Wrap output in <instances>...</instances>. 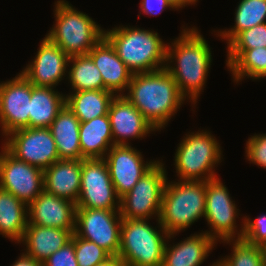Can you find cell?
Wrapping results in <instances>:
<instances>
[{"mask_svg":"<svg viewBox=\"0 0 266 266\" xmlns=\"http://www.w3.org/2000/svg\"><path fill=\"white\" fill-rule=\"evenodd\" d=\"M76 203L43 190L28 205V223L75 230Z\"/></svg>","mask_w":266,"mask_h":266,"instance_id":"obj_18","label":"cell"},{"mask_svg":"<svg viewBox=\"0 0 266 266\" xmlns=\"http://www.w3.org/2000/svg\"><path fill=\"white\" fill-rule=\"evenodd\" d=\"M104 37L133 74L165 68L168 43L154 30L120 25L105 29Z\"/></svg>","mask_w":266,"mask_h":266,"instance_id":"obj_3","label":"cell"},{"mask_svg":"<svg viewBox=\"0 0 266 266\" xmlns=\"http://www.w3.org/2000/svg\"><path fill=\"white\" fill-rule=\"evenodd\" d=\"M173 6L177 9V11L179 9L182 10V8H185L187 5H195L197 3L198 0H169Z\"/></svg>","mask_w":266,"mask_h":266,"instance_id":"obj_40","label":"cell"},{"mask_svg":"<svg viewBox=\"0 0 266 266\" xmlns=\"http://www.w3.org/2000/svg\"><path fill=\"white\" fill-rule=\"evenodd\" d=\"M42 264L43 266H78L75 257L74 234L70 242L54 252Z\"/></svg>","mask_w":266,"mask_h":266,"instance_id":"obj_36","label":"cell"},{"mask_svg":"<svg viewBox=\"0 0 266 266\" xmlns=\"http://www.w3.org/2000/svg\"><path fill=\"white\" fill-rule=\"evenodd\" d=\"M80 182L77 208L120 210V197L103 158L81 160Z\"/></svg>","mask_w":266,"mask_h":266,"instance_id":"obj_10","label":"cell"},{"mask_svg":"<svg viewBox=\"0 0 266 266\" xmlns=\"http://www.w3.org/2000/svg\"><path fill=\"white\" fill-rule=\"evenodd\" d=\"M28 224V205L0 188V235L19 244Z\"/></svg>","mask_w":266,"mask_h":266,"instance_id":"obj_26","label":"cell"},{"mask_svg":"<svg viewBox=\"0 0 266 266\" xmlns=\"http://www.w3.org/2000/svg\"><path fill=\"white\" fill-rule=\"evenodd\" d=\"M164 165L162 160H158L133 188L120 198L122 219H159L162 194L168 178Z\"/></svg>","mask_w":266,"mask_h":266,"instance_id":"obj_8","label":"cell"},{"mask_svg":"<svg viewBox=\"0 0 266 266\" xmlns=\"http://www.w3.org/2000/svg\"><path fill=\"white\" fill-rule=\"evenodd\" d=\"M103 159L120 198L158 161L153 159L145 162L142 153L131 145H113Z\"/></svg>","mask_w":266,"mask_h":266,"instance_id":"obj_15","label":"cell"},{"mask_svg":"<svg viewBox=\"0 0 266 266\" xmlns=\"http://www.w3.org/2000/svg\"><path fill=\"white\" fill-rule=\"evenodd\" d=\"M181 28V34L167 44L165 69L194 108L207 83L212 51L198 28L184 25Z\"/></svg>","mask_w":266,"mask_h":266,"instance_id":"obj_1","label":"cell"},{"mask_svg":"<svg viewBox=\"0 0 266 266\" xmlns=\"http://www.w3.org/2000/svg\"><path fill=\"white\" fill-rule=\"evenodd\" d=\"M4 138L2 146L11 155L42 170L60 160L49 128H22Z\"/></svg>","mask_w":266,"mask_h":266,"instance_id":"obj_11","label":"cell"},{"mask_svg":"<svg viewBox=\"0 0 266 266\" xmlns=\"http://www.w3.org/2000/svg\"><path fill=\"white\" fill-rule=\"evenodd\" d=\"M20 254V257H18L17 260H15L10 266H43L42 263L25 256L23 253Z\"/></svg>","mask_w":266,"mask_h":266,"instance_id":"obj_38","label":"cell"},{"mask_svg":"<svg viewBox=\"0 0 266 266\" xmlns=\"http://www.w3.org/2000/svg\"><path fill=\"white\" fill-rule=\"evenodd\" d=\"M115 94L108 90H86L65 95V104L80 122L107 115Z\"/></svg>","mask_w":266,"mask_h":266,"instance_id":"obj_27","label":"cell"},{"mask_svg":"<svg viewBox=\"0 0 266 266\" xmlns=\"http://www.w3.org/2000/svg\"><path fill=\"white\" fill-rule=\"evenodd\" d=\"M177 181L167 178L162 194L159 222L169 235L185 231L205 214L206 181Z\"/></svg>","mask_w":266,"mask_h":266,"instance_id":"obj_4","label":"cell"},{"mask_svg":"<svg viewBox=\"0 0 266 266\" xmlns=\"http://www.w3.org/2000/svg\"><path fill=\"white\" fill-rule=\"evenodd\" d=\"M81 160L60 159L43 170L44 190L77 203L81 188Z\"/></svg>","mask_w":266,"mask_h":266,"instance_id":"obj_22","label":"cell"},{"mask_svg":"<svg viewBox=\"0 0 266 266\" xmlns=\"http://www.w3.org/2000/svg\"><path fill=\"white\" fill-rule=\"evenodd\" d=\"M65 95L56 88L37 87L31 84L29 128H49L65 106Z\"/></svg>","mask_w":266,"mask_h":266,"instance_id":"obj_25","label":"cell"},{"mask_svg":"<svg viewBox=\"0 0 266 266\" xmlns=\"http://www.w3.org/2000/svg\"><path fill=\"white\" fill-rule=\"evenodd\" d=\"M219 141L209 130L188 132L178 144L174 165L177 180L207 181L217 178L216 166L223 154Z\"/></svg>","mask_w":266,"mask_h":266,"instance_id":"obj_7","label":"cell"},{"mask_svg":"<svg viewBox=\"0 0 266 266\" xmlns=\"http://www.w3.org/2000/svg\"><path fill=\"white\" fill-rule=\"evenodd\" d=\"M244 229L242 239L256 246L266 243V214H262L252 220L249 216H243Z\"/></svg>","mask_w":266,"mask_h":266,"instance_id":"obj_34","label":"cell"},{"mask_svg":"<svg viewBox=\"0 0 266 266\" xmlns=\"http://www.w3.org/2000/svg\"><path fill=\"white\" fill-rule=\"evenodd\" d=\"M0 188L29 205L44 190L43 170L18 160L1 146Z\"/></svg>","mask_w":266,"mask_h":266,"instance_id":"obj_13","label":"cell"},{"mask_svg":"<svg viewBox=\"0 0 266 266\" xmlns=\"http://www.w3.org/2000/svg\"><path fill=\"white\" fill-rule=\"evenodd\" d=\"M31 83L20 72L13 79L0 82V128L3 137L29 128Z\"/></svg>","mask_w":266,"mask_h":266,"instance_id":"obj_14","label":"cell"},{"mask_svg":"<svg viewBox=\"0 0 266 266\" xmlns=\"http://www.w3.org/2000/svg\"><path fill=\"white\" fill-rule=\"evenodd\" d=\"M231 245V254L221 257L217 262L220 266H263L259 246L242 238L221 241Z\"/></svg>","mask_w":266,"mask_h":266,"instance_id":"obj_31","label":"cell"},{"mask_svg":"<svg viewBox=\"0 0 266 266\" xmlns=\"http://www.w3.org/2000/svg\"><path fill=\"white\" fill-rule=\"evenodd\" d=\"M79 137L82 159L104 158L113 146L108 114L80 122Z\"/></svg>","mask_w":266,"mask_h":266,"instance_id":"obj_24","label":"cell"},{"mask_svg":"<svg viewBox=\"0 0 266 266\" xmlns=\"http://www.w3.org/2000/svg\"><path fill=\"white\" fill-rule=\"evenodd\" d=\"M226 66L236 84L246 77L261 80L266 74V47L248 50H227Z\"/></svg>","mask_w":266,"mask_h":266,"instance_id":"obj_28","label":"cell"},{"mask_svg":"<svg viewBox=\"0 0 266 266\" xmlns=\"http://www.w3.org/2000/svg\"><path fill=\"white\" fill-rule=\"evenodd\" d=\"M74 249L78 266H95L111 255L97 244L78 237L74 233Z\"/></svg>","mask_w":266,"mask_h":266,"instance_id":"obj_32","label":"cell"},{"mask_svg":"<svg viewBox=\"0 0 266 266\" xmlns=\"http://www.w3.org/2000/svg\"><path fill=\"white\" fill-rule=\"evenodd\" d=\"M34 59L20 71L33 86L56 88L67 76L69 56L47 36Z\"/></svg>","mask_w":266,"mask_h":266,"instance_id":"obj_16","label":"cell"},{"mask_svg":"<svg viewBox=\"0 0 266 266\" xmlns=\"http://www.w3.org/2000/svg\"><path fill=\"white\" fill-rule=\"evenodd\" d=\"M239 209L232 200L229 190L217 177L206 181V207L204 218L210 230L203 231L217 243L227 239L242 238L244 219L238 229L236 219ZM239 230V231H238ZM237 235V236H236Z\"/></svg>","mask_w":266,"mask_h":266,"instance_id":"obj_9","label":"cell"},{"mask_svg":"<svg viewBox=\"0 0 266 266\" xmlns=\"http://www.w3.org/2000/svg\"><path fill=\"white\" fill-rule=\"evenodd\" d=\"M75 230H66L55 227H43L27 224L22 240L26 246L22 252L25 256L43 263L54 252L71 241Z\"/></svg>","mask_w":266,"mask_h":266,"instance_id":"obj_21","label":"cell"},{"mask_svg":"<svg viewBox=\"0 0 266 266\" xmlns=\"http://www.w3.org/2000/svg\"><path fill=\"white\" fill-rule=\"evenodd\" d=\"M234 26L225 30H213L228 44L239 32L266 22V0H240L234 14Z\"/></svg>","mask_w":266,"mask_h":266,"instance_id":"obj_30","label":"cell"},{"mask_svg":"<svg viewBox=\"0 0 266 266\" xmlns=\"http://www.w3.org/2000/svg\"><path fill=\"white\" fill-rule=\"evenodd\" d=\"M175 235L177 236V234L169 235L162 266H201L217 245L213 238L202 231L191 234L179 243H172V246L169 243Z\"/></svg>","mask_w":266,"mask_h":266,"instance_id":"obj_20","label":"cell"},{"mask_svg":"<svg viewBox=\"0 0 266 266\" xmlns=\"http://www.w3.org/2000/svg\"><path fill=\"white\" fill-rule=\"evenodd\" d=\"M108 116L113 145L128 146L131 145L130 139L140 138L142 140L148 134L156 132L154 127L124 95L115 96L110 104Z\"/></svg>","mask_w":266,"mask_h":266,"instance_id":"obj_17","label":"cell"},{"mask_svg":"<svg viewBox=\"0 0 266 266\" xmlns=\"http://www.w3.org/2000/svg\"><path fill=\"white\" fill-rule=\"evenodd\" d=\"M94 64L99 69L105 90L116 96L124 95L132 79L133 72L118 57L114 47L103 37L89 52Z\"/></svg>","mask_w":266,"mask_h":266,"instance_id":"obj_19","label":"cell"},{"mask_svg":"<svg viewBox=\"0 0 266 266\" xmlns=\"http://www.w3.org/2000/svg\"><path fill=\"white\" fill-rule=\"evenodd\" d=\"M95 266H127L118 255H111L104 262Z\"/></svg>","mask_w":266,"mask_h":266,"instance_id":"obj_39","label":"cell"},{"mask_svg":"<svg viewBox=\"0 0 266 266\" xmlns=\"http://www.w3.org/2000/svg\"><path fill=\"white\" fill-rule=\"evenodd\" d=\"M68 67L66 79L72 89L70 92L105 90L101 73L89 55L70 57Z\"/></svg>","mask_w":266,"mask_h":266,"instance_id":"obj_29","label":"cell"},{"mask_svg":"<svg viewBox=\"0 0 266 266\" xmlns=\"http://www.w3.org/2000/svg\"><path fill=\"white\" fill-rule=\"evenodd\" d=\"M260 251H261V256H262V263L263 266H266V243L259 246Z\"/></svg>","mask_w":266,"mask_h":266,"instance_id":"obj_41","label":"cell"},{"mask_svg":"<svg viewBox=\"0 0 266 266\" xmlns=\"http://www.w3.org/2000/svg\"><path fill=\"white\" fill-rule=\"evenodd\" d=\"M140 4V14H138V18L142 14L146 15H159L162 11H166V9L177 10L173 4L169 0H141Z\"/></svg>","mask_w":266,"mask_h":266,"instance_id":"obj_37","label":"cell"},{"mask_svg":"<svg viewBox=\"0 0 266 266\" xmlns=\"http://www.w3.org/2000/svg\"><path fill=\"white\" fill-rule=\"evenodd\" d=\"M212 264V265H211ZM209 266H220L219 263L216 261L214 263H211Z\"/></svg>","mask_w":266,"mask_h":266,"instance_id":"obj_42","label":"cell"},{"mask_svg":"<svg viewBox=\"0 0 266 266\" xmlns=\"http://www.w3.org/2000/svg\"><path fill=\"white\" fill-rule=\"evenodd\" d=\"M55 24L47 36L69 57L88 55V52L104 37V28L88 14L76 10L66 0L54 3Z\"/></svg>","mask_w":266,"mask_h":266,"instance_id":"obj_5","label":"cell"},{"mask_svg":"<svg viewBox=\"0 0 266 266\" xmlns=\"http://www.w3.org/2000/svg\"><path fill=\"white\" fill-rule=\"evenodd\" d=\"M49 129L56 143L59 159L82 160L80 121L66 104Z\"/></svg>","mask_w":266,"mask_h":266,"instance_id":"obj_23","label":"cell"},{"mask_svg":"<svg viewBox=\"0 0 266 266\" xmlns=\"http://www.w3.org/2000/svg\"><path fill=\"white\" fill-rule=\"evenodd\" d=\"M266 47V22L239 32L228 44L226 50H248Z\"/></svg>","mask_w":266,"mask_h":266,"instance_id":"obj_33","label":"cell"},{"mask_svg":"<svg viewBox=\"0 0 266 266\" xmlns=\"http://www.w3.org/2000/svg\"><path fill=\"white\" fill-rule=\"evenodd\" d=\"M126 92L124 96L158 132L168 125L186 101L165 68L134 73Z\"/></svg>","mask_w":266,"mask_h":266,"instance_id":"obj_2","label":"cell"},{"mask_svg":"<svg viewBox=\"0 0 266 266\" xmlns=\"http://www.w3.org/2000/svg\"><path fill=\"white\" fill-rule=\"evenodd\" d=\"M245 146V156L250 164L266 169V133L251 135Z\"/></svg>","mask_w":266,"mask_h":266,"instance_id":"obj_35","label":"cell"},{"mask_svg":"<svg viewBox=\"0 0 266 266\" xmlns=\"http://www.w3.org/2000/svg\"><path fill=\"white\" fill-rule=\"evenodd\" d=\"M121 224L120 210L76 208L74 233L102 247L110 255H118Z\"/></svg>","mask_w":266,"mask_h":266,"instance_id":"obj_12","label":"cell"},{"mask_svg":"<svg viewBox=\"0 0 266 266\" xmlns=\"http://www.w3.org/2000/svg\"><path fill=\"white\" fill-rule=\"evenodd\" d=\"M149 219H122L118 256L127 266H162L169 234ZM158 228V229H157Z\"/></svg>","mask_w":266,"mask_h":266,"instance_id":"obj_6","label":"cell"}]
</instances>
